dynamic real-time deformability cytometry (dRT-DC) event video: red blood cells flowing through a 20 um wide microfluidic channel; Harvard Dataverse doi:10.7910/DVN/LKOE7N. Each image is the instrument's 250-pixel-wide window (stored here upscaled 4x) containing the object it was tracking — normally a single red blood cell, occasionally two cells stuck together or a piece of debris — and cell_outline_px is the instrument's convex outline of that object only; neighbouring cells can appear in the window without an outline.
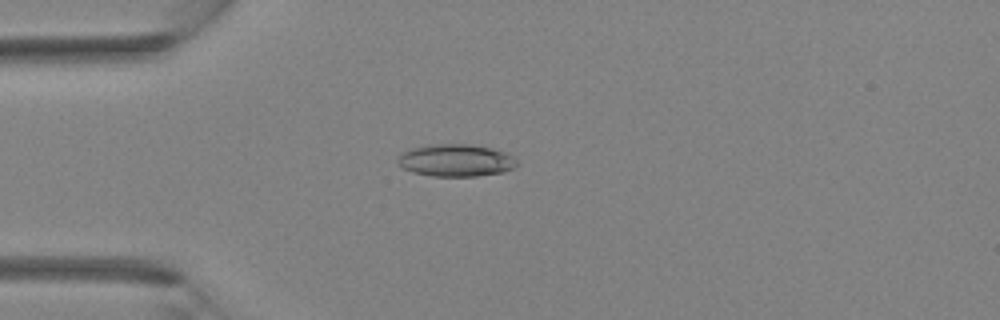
{"species": "Egyptian fruit bat (a non-hibernating species)", "species_latin": "Rousettus aegyptiacus", "temperature_condition": "room temperature", "stored_images_in_passage": 3, "camera_frame_rate_fps": 3000, "um_per_image_px": 0.085, "animal": {"sex": "female"}, "frame": {"image": 1, "passage_image": 3, "time_ms": 3.0, "image_size_px": [1000, 320], "cell_outline_px": [[520, 164], [516, 168], [504, 172], [476, 176], [432, 176], [412, 172], [404, 168], [396, 160], [400, 152], [412, 148], [428, 144], [468, 144], [492, 148], [504, 152], [512, 156]], "centroid_in_image_um": [38.76, 13.63], "position_along_channel_um": 46.2, "area_um2": 22.66}}